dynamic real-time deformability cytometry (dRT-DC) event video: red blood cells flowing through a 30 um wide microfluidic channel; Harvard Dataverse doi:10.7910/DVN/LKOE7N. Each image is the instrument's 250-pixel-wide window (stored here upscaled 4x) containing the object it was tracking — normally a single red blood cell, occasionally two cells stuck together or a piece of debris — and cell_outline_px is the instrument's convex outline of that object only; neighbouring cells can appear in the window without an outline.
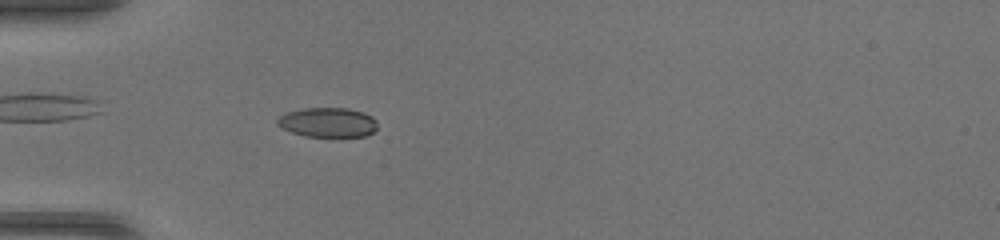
{"species": "common noctule bat (a hibernating species)", "species_latin": "Nyctalus noctula", "temperature_condition": "warm", "stored_images_in_passage": 43, "camera_frame_rate_fps": 3000, "um_per_image_px": 0.085, "animal": {"sex": "female", "body_mass_g": 17.0, "forearm_length_mm": 48.0}, "frame": {"image": 1, "passage_image": 16, "time_ms": 5.0, "image_size_px": [1000, 240], "cell_outline_px": [[376, 128], [372, 132], [364, 136], [304, 136], [292, 132], [276, 124], [276, 120], [280, 116], [288, 112], [304, 108], [348, 108], [364, 112], [372, 116], [376, 120]], "centroid_in_image_um": [27.87, 10.39], "position_along_channel_um": 57.1, "area_um2": 17.11}}
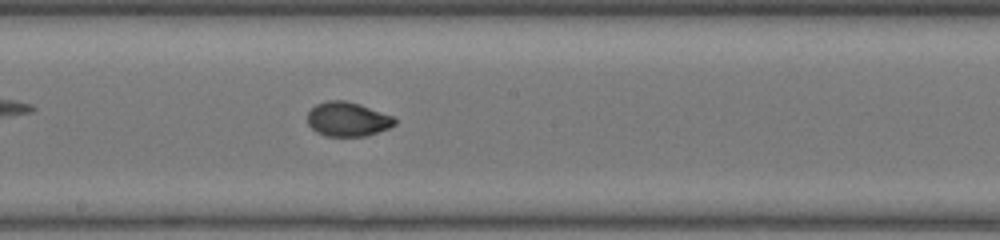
{"frame": {"image": 2, "passage_image": 28, "time_ms": 9.0, "image_size_px": [1000, 240], "cell_outline_px": [[396, 124], [388, 128], [364, 136], [324, 136], [316, 132], [308, 124], [308, 112], [316, 104], [328, 100], [344, 100], [360, 104], [392, 116], [396, 120]], "centroid_in_image_um": [29.52, 10.13], "position_along_channel_um": 218.7, "area_um2": 17.34}}
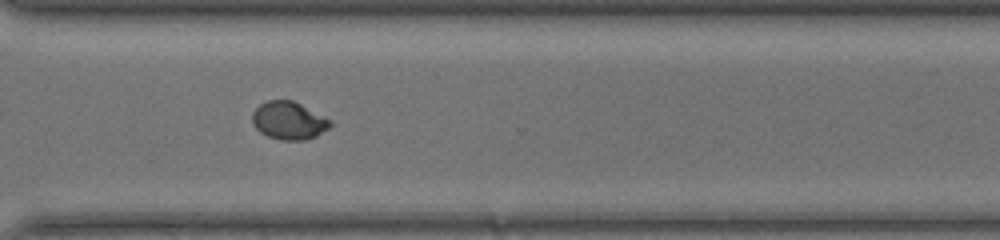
{"frame": {"image": 3, "passage_image": 37, "time_ms": 12.0, "image_size_px": [1000, 240], "cell_outline_px": [[332, 124], [328, 128], [316, 136], [304, 140], [280, 140], [268, 136], [260, 132], [252, 124], [252, 112], [260, 104], [268, 100], [292, 100], [332, 120]], "centroid_in_image_um": [24.53, 10.25], "position_along_channel_um": 346.1, "area_um2": 17.17}}